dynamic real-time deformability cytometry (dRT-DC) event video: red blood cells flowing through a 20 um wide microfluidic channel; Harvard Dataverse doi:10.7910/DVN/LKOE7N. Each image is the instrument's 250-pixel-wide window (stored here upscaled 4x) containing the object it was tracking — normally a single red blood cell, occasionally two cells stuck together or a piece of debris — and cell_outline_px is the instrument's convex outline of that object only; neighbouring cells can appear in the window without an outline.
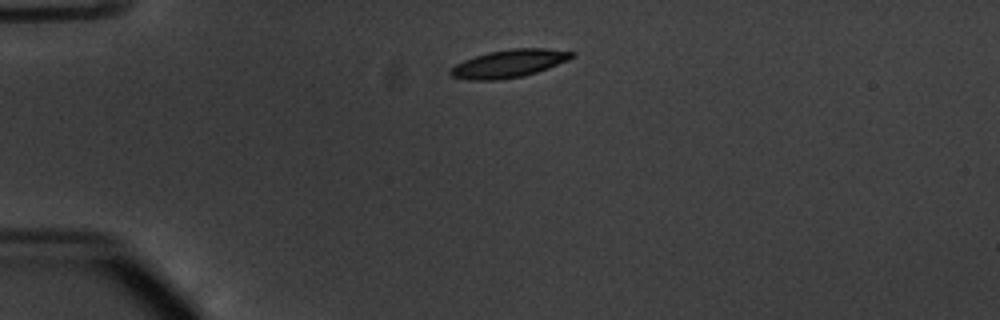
{"species": "common noctule bat (a hibernating species)", "species_latin": "Nyctalus noctula", "temperature_condition": "warm", "stored_images_in_passage": 41, "camera_frame_rate_fps": 3000, "um_per_image_px": 0.085, "animal": {"sex": "male", "body_mass_g": 20.1, "forearm_length_mm": 53.5}, "frame": {"image": 1, "passage_image": 1, "time_ms": 0.0, "image_size_px": [1000, 320], "cell_outline_px": [[576, 56], [568, 60], [548, 68], [524, 76], [500, 80], [468, 80], [452, 76], [448, 72], [456, 64], [464, 60], [488, 52], [512, 48], [544, 48], [576, 52]], "centroid_in_image_um": [43.29, 5.4], "position_along_channel_um": 41.7, "area_um2": 19.71}}
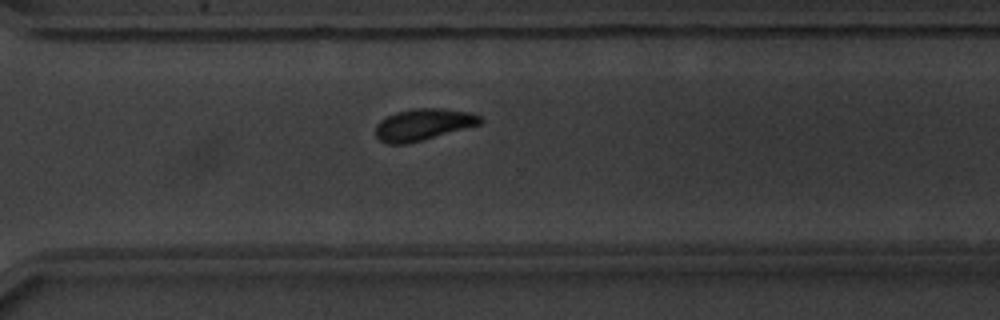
{"frame": {"image": 2, "passage_image": 27, "time_ms": 8.667, "image_size_px": [1000, 320], "cell_outline_px": [[484, 124], [408, 144], [388, 144], [380, 140], [376, 136], [376, 124], [380, 120], [396, 112], [416, 108], [440, 108], [472, 112], [480, 116], [484, 120]], "centroid_in_image_um": [36.03, 10.59], "position_along_channel_um": 334.6, "area_um2": 19.59}}
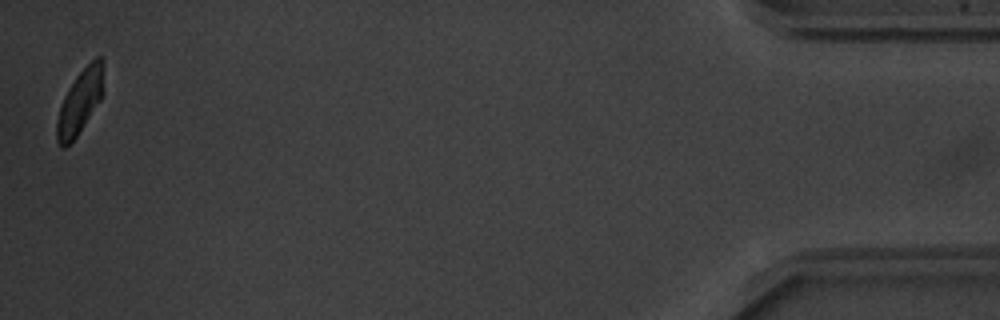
{"frame": {"image": 3, "passage_image": 41, "time_ms": 13.333, "image_size_px": [1000, 320], "cell_outline_px": [[104, 92], [100, 100], [76, 136], [64, 148], [60, 148], [56, 140], [56, 120], [64, 96], [68, 88], [76, 76], [96, 56], [100, 56], [104, 60]], "centroid_in_image_um": [6.81, 8.61], "position_along_channel_um": 428.4, "area_um2": 17.51}, "authors_computed_cell_mechanics": {"area_um2": 19.4208, "velocity_mm_per_s": 3.775, "shape_relaxation_time_tau1_ms": 2.2616, "shape_relaxation_time_tau2_ms": 9.1671, "deformation_change_tau1": 0.122, "deformation_change_tau2": 0.1388}}